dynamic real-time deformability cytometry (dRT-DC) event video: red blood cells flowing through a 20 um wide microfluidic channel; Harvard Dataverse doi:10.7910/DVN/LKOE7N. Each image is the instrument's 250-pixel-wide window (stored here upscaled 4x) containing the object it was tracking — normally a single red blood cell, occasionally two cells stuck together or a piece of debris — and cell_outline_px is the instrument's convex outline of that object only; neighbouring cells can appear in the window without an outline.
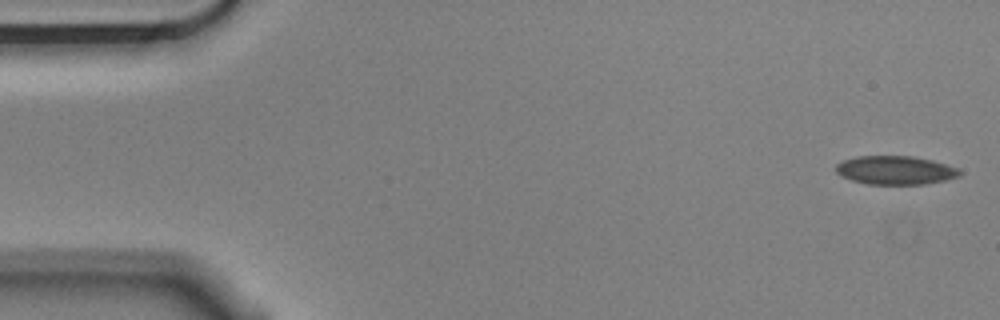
{"species": "Egyptian fruit bat (a non-hibernating species)", "species_latin": "Rousettus aegyptiacus", "temperature_condition": "cold", "stored_images_in_passage": 6, "camera_frame_rate_fps": 3000, "um_per_image_px": 0.085, "animal": {"sex": "male"}, "frame": {"image": 1, "passage_image": 1, "time_ms": 0.0, "image_size_px": [1000, 320], "cell_outline_px": [[960, 176], [944, 180], [924, 184], [868, 184], [852, 180], [840, 176], [836, 172], [836, 164], [844, 160], [856, 156], [912, 156], [932, 160], [956, 168], [960, 172]], "centroid_in_image_um": [76.06, 14.46], "position_along_channel_um": 8.9, "area_um2": 20.46}}
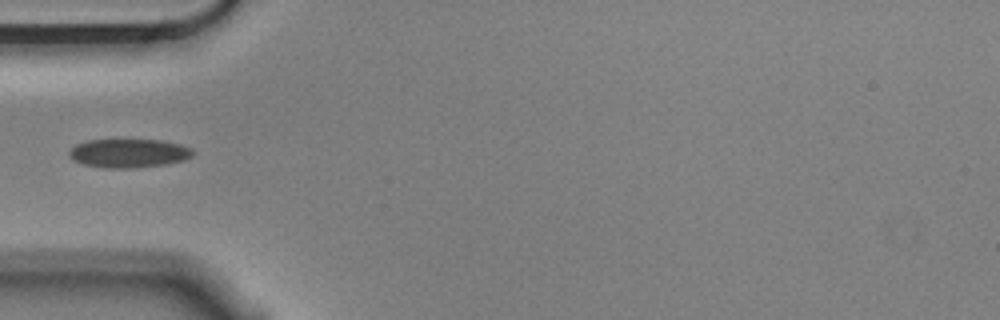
{"frame": {"image": 2, "passage_image": 5, "time_ms": 1.333, "image_size_px": [1000, 320], "cell_outline_px": [[196, 152], [192, 156], [184, 160], [168, 164], [136, 168], [104, 168], [84, 164], [72, 160], [68, 156], [68, 152], [76, 144], [88, 140], [160, 140], [180, 144], [192, 148]], "centroid_in_image_um": [10.96, 13.03], "position_along_channel_um": 74.0, "area_um2": 20.92}}
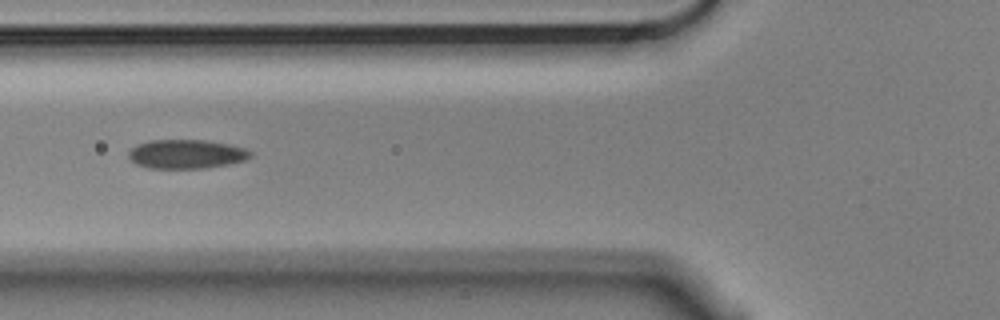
{"frame": {"image": 3, "passage_image": 6, "time_ms": 1.667, "image_size_px": [1000, 320], "cell_outline_px": [[252, 156], [244, 160], [228, 164], [204, 168], [148, 168], [136, 164], [128, 156], [128, 152], [136, 144], [148, 140], [204, 140], [228, 144], [244, 148], [252, 152]], "centroid_in_image_um": [15.81, 13.09], "position_along_channel_um": 110.0, "area_um2": 20.58}}